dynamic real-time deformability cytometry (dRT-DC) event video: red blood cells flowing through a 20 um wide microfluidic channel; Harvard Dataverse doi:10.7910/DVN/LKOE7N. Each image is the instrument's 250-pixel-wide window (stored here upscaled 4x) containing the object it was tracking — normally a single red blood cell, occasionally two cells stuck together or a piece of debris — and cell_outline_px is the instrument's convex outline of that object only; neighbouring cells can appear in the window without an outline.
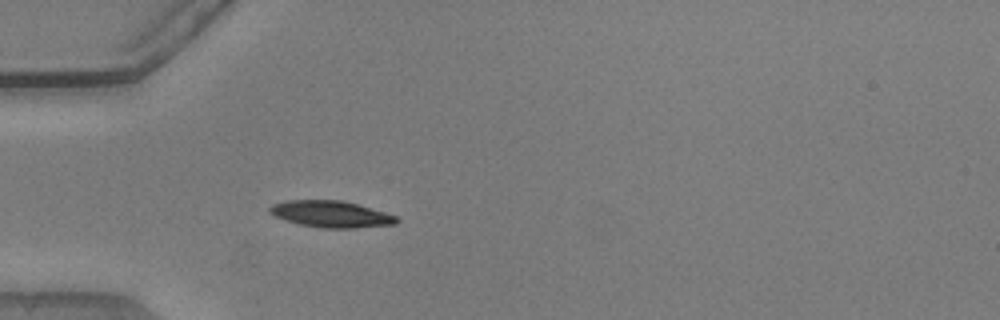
{"species": "common noctule bat (a hibernating species)", "species_latin": "Nyctalus noctula", "temperature_condition": "warm", "stored_images_in_passage": 38, "camera_frame_rate_fps": 3000, "um_per_image_px": 0.085, "animal": {"sex": "male", "body_mass_g": 20.5, "forearm_length_mm": 52.5}, "frame": {"image": 1, "passage_image": 1, "time_ms": 0.0, "image_size_px": [1000, 320], "cell_outline_px": [[400, 220], [396, 224], [356, 228], [324, 228], [300, 224], [276, 216], [268, 212], [268, 208], [272, 204], [288, 200], [344, 200], [384, 212], [396, 216]], "centroid_in_image_um": [28.15, 18.19], "position_along_channel_um": 56.8, "area_um2": 19.54}}
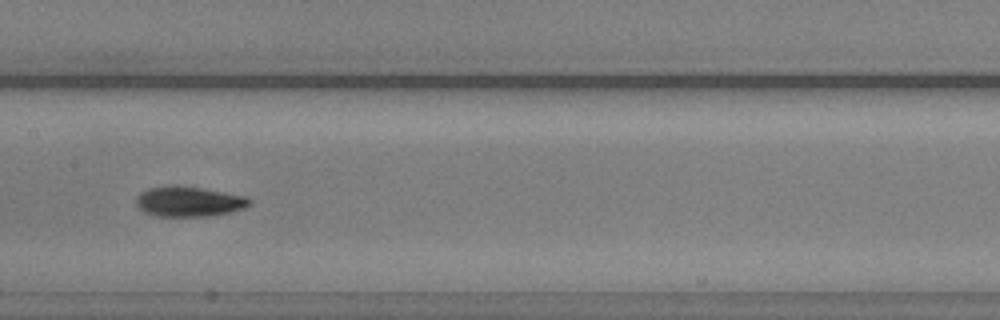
{"frame": {"image": 2, "passage_image": 12, "time_ms": 3.667, "image_size_px": [1000, 320], "cell_outline_px": [[252, 204], [244, 208], [228, 212], [208, 216], [156, 216], [144, 212], [136, 204], [136, 196], [140, 192], [148, 188], [168, 184], [176, 184], [248, 196], [252, 200]], "centroid_in_image_um": [16.04, 17.11], "position_along_channel_um": 191.4, "area_um2": 20.17}}
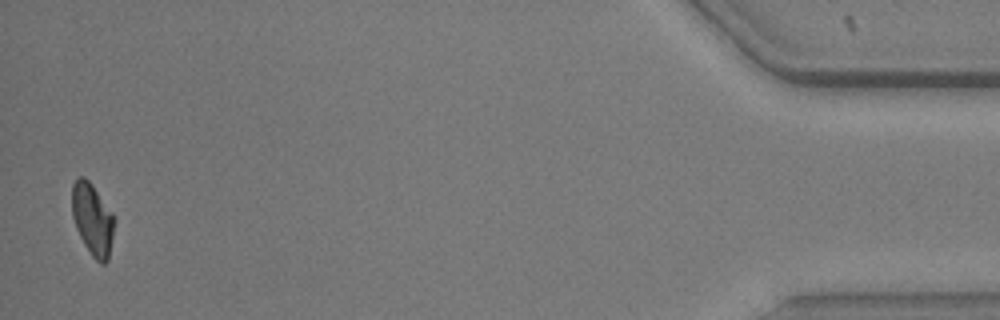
{"frame": {"image": 3, "passage_image": 37, "time_ms": 12.0, "image_size_px": [1000, 320], "cell_outline_px": [[116, 220], [108, 260], [104, 264], [100, 264], [92, 256], [84, 244], [76, 228], [72, 216], [72, 184], [80, 176], [84, 176], [92, 184], [116, 216]], "centroid_in_image_um": [7.89, 18.64], "position_along_channel_um": 427.3, "area_um2": 18.03}, "authors_computed_cell_mechanics": {"area_um2": 18.9873, "velocity_mm_per_s": 3.8391, "shape_relaxation_time_tau1_ms": 3.6286, "shape_relaxation_time_tau2_ms": 3.1698, "deformation_change_tau1": 0.138, "deformation_change_tau2": 0.0831}}